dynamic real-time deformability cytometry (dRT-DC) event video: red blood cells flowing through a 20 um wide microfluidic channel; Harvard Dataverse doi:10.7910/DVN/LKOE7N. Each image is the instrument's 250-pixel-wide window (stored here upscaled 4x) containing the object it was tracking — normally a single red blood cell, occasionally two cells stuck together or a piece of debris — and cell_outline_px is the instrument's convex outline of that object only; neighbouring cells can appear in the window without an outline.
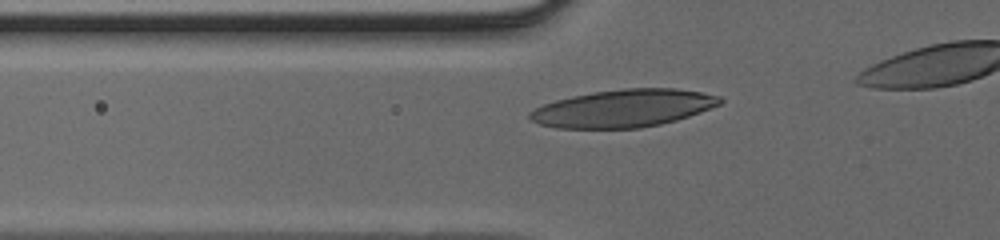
{"species": "human", "species_latin": "Homo sapiens", "temperature_condition": "cold", "stored_images_in_passage": 27, "camera_frame_rate_fps": 3000, "um_per_image_px": 0.085, "donor": {"sex": "male"}, "frame": {"image": 1, "passage_image": 5, "time_ms": 1.333, "image_size_px": [1000, 240], "cell_outline_px": [[724, 100], [720, 104], [700, 112], [676, 120], [660, 124], [640, 128], [556, 128], [540, 124], [532, 120], [528, 116], [528, 112], [544, 104], [556, 100], [572, 96], [592, 92], [624, 88], [676, 88], [700, 92], [720, 96]], "centroid_in_image_um": [52.99, 9.2], "position_along_channel_um": 72.8, "area_um2": 41.56}}
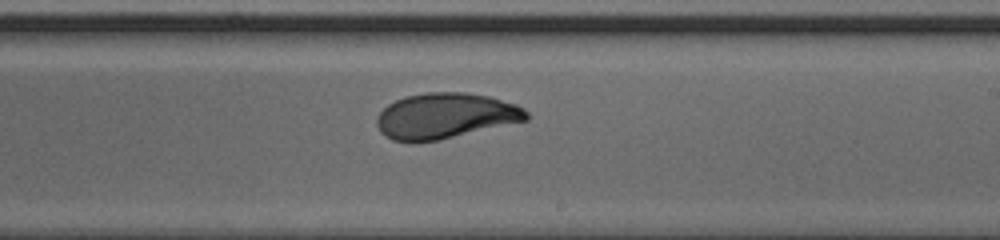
{"frame": {"image": 2, "passage_image": 17, "time_ms": 5.333, "image_size_px": [1000, 240], "cell_outline_px": [[528, 120], [436, 140], [412, 144], [392, 140], [384, 136], [380, 132], [376, 124], [376, 116], [388, 104], [396, 100], [408, 96], [428, 92], [468, 92], [488, 96], [516, 104], [524, 108], [528, 112]], "centroid_in_image_um": [37.81, 9.86], "position_along_channel_um": 251.2, "area_um2": 39.88}}
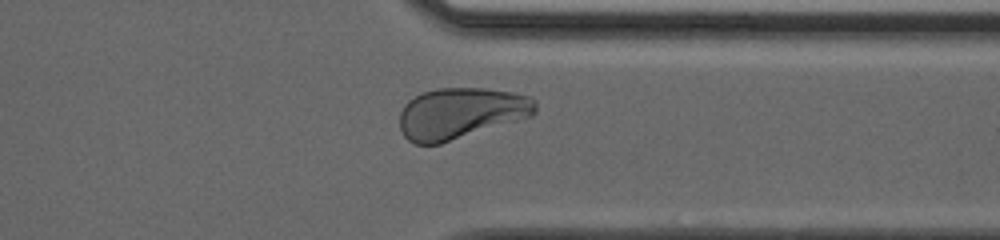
{"frame": {"image": 3, "passage_image": 25, "time_ms": 8.0, "image_size_px": [1000, 240], "cell_outline_px": [[536, 112], [532, 116], [440, 144], [416, 144], [408, 140], [404, 136], [400, 128], [400, 112], [404, 104], [408, 100], [424, 92], [436, 88], [484, 88], [512, 92], [532, 96], [536, 100]], "centroid_in_image_um": [39.18, 9.62], "position_along_channel_um": 372.2, "area_um2": 40.58}}